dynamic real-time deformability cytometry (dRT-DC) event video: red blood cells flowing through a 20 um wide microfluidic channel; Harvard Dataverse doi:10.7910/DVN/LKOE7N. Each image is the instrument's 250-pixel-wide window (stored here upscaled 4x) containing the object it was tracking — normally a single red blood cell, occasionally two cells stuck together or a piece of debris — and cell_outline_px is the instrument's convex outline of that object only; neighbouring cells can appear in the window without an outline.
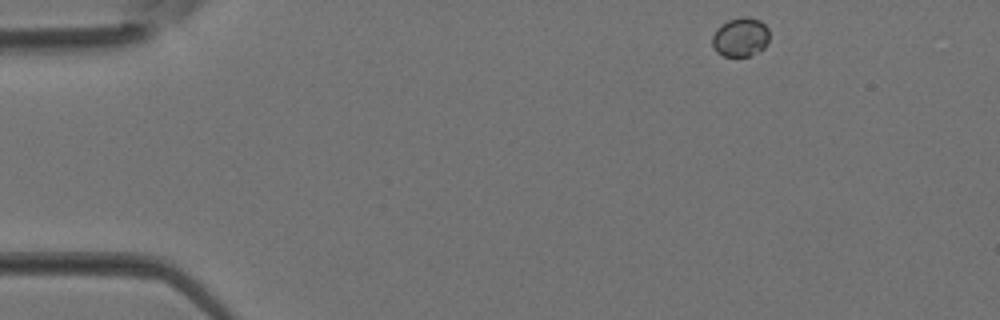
{"species": "Egyptian fruit bat (a non-hibernating species)", "species_latin": "Rousettus aegyptiacus", "temperature_condition": "room temperature", "stored_images_in_passage": 17, "camera_frame_rate_fps": 3000, "um_per_image_px": 0.085, "animal": {"sex": "female"}, "frame": {"image": 1, "passage_image": 1, "time_ms": 0.0, "image_size_px": [1000, 320], "cell_outline_px": [[768, 40], [764, 48], [748, 56], [724, 56], [716, 52], [712, 44], [712, 36], [716, 28], [720, 24], [728, 20], [740, 16], [748, 16], [760, 20], [768, 28]], "centroid_in_image_um": [62.91, 3.13], "position_along_channel_um": 22.1, "area_um2": 13.12}}
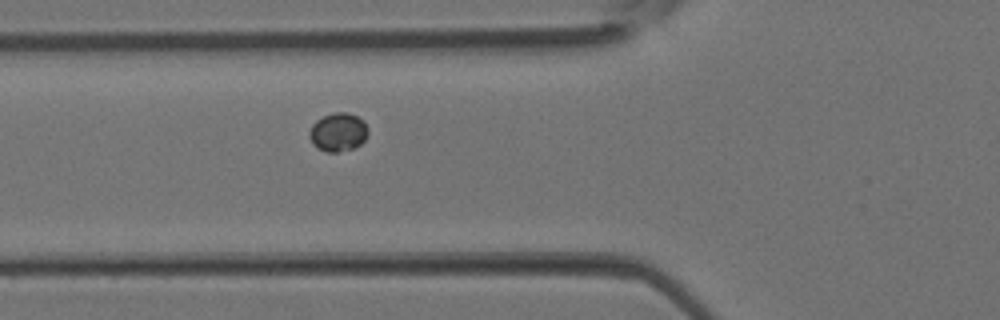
{"frame": {"image": 2, "passage_image": 10, "time_ms": 3.0, "image_size_px": [1000, 320], "cell_outline_px": [[368, 132], [364, 140], [360, 144], [352, 148], [336, 152], [328, 152], [316, 148], [312, 144], [308, 136], [308, 132], [312, 124], [316, 120], [332, 112], [348, 112], [364, 120], [368, 128]], "centroid_in_image_um": [28.71, 11.22], "position_along_channel_um": 97.1, "area_um2": 13.29}}
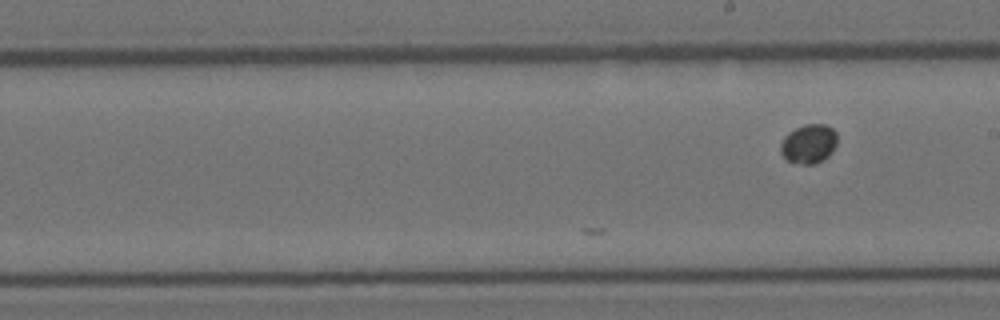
{"frame": {"image": 3, "passage_image": 17, "time_ms": 5.333, "image_size_px": [1000, 320], "cell_outline_px": [[836, 144], [832, 152], [824, 160], [816, 164], [800, 164], [788, 160], [780, 152], [780, 144], [784, 136], [788, 132], [804, 124], [824, 124], [832, 128], [836, 132]], "centroid_in_image_um": [68.74, 12.22], "position_along_channel_um": 220.3, "area_um2": 13.01}}